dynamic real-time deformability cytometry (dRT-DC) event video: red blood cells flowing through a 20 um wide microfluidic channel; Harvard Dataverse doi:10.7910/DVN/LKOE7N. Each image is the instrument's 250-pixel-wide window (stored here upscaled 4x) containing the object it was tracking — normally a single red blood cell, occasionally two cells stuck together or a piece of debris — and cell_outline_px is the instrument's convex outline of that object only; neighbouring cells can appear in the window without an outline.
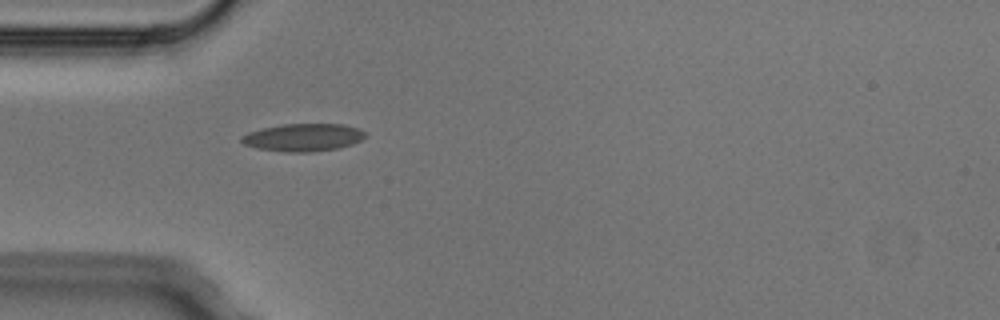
{"species": "Egyptian fruit bat (a non-hibernating species)", "species_latin": "Rousettus aegyptiacus", "temperature_condition": "cold", "stored_images_in_passage": 1, "camera_frame_rate_fps": 3000, "um_per_image_px": 0.085, "animal": {"sex": "male"}, "frame": {"image": 1, "passage_image": 1, "time_ms": 0.0, "image_size_px": [1000, 320], "cell_outline_px": [[364, 136], [360, 140], [352, 144], [336, 148], [308, 152], [284, 152], [256, 148], [244, 144], [240, 140], [240, 136], [248, 132], [264, 128], [284, 124], [344, 124], [360, 128], [364, 132]], "centroid_in_image_um": [25.74, 11.67], "position_along_channel_um": 59.3, "area_um2": 19.83}}